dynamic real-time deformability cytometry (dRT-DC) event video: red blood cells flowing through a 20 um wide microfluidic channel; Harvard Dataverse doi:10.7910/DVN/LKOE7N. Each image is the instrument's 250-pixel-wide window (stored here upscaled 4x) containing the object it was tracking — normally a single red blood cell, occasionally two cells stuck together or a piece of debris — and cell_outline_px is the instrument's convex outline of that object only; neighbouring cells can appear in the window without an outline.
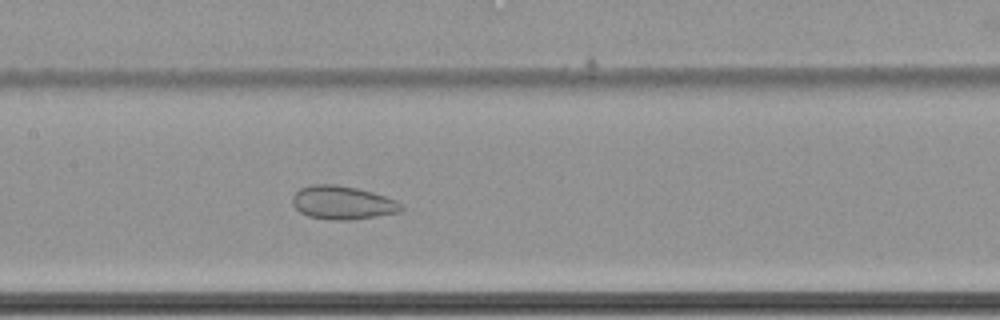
{"species": "common noctule bat (a hibernating species)", "species_latin": "Nyctalus noctula", "temperature_condition": "cold", "stored_images_in_passage": 66, "camera_frame_rate_fps": 3000, "um_per_image_px": 0.085, "animal": {"sex": "female", "body_mass_g": 22.7, "forearm_length_mm": 54.2}, "frame": {"image": 1, "passage_image": 36, "time_ms": 11.667, "image_size_px": [1000, 320], "cell_outline_px": [[404, 208], [400, 212], [352, 220], [332, 220], [308, 216], [300, 212], [292, 204], [292, 196], [300, 188], [312, 184], [336, 184], [356, 188], [372, 192], [396, 200]], "centroid_in_image_um": [29.1, 17.23], "position_along_channel_um": 178.3, "area_um2": 21.21}}
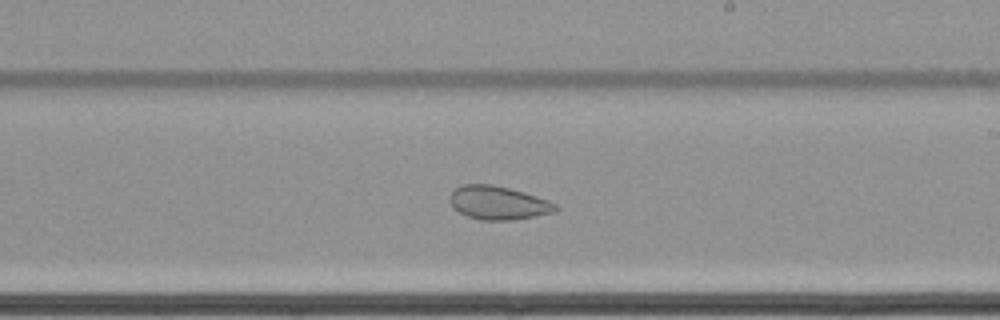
{"frame": {"image": 2, "passage_image": 42, "time_ms": 13.667, "image_size_px": [1000, 320], "cell_outline_px": [[560, 208], [556, 212], [512, 220], [480, 220], [468, 216], [452, 208], [452, 192], [460, 184], [492, 184], [508, 188], [536, 196], [548, 200], [556, 204]], "centroid_in_image_um": [42.38, 17.24], "position_along_channel_um": 246.6, "area_um2": 20.46}}
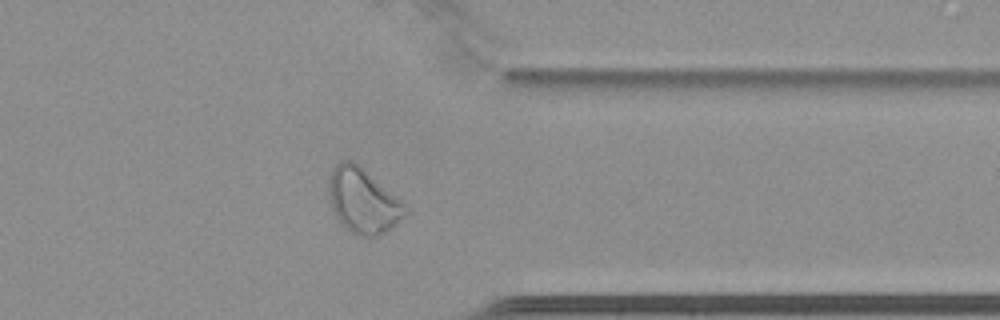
{"frame": {"image": 3, "passage_image": 54, "time_ms": 17.667, "image_size_px": [1000, 320], "cell_outline_px": [[408, 212], [396, 224], [384, 232], [376, 236], [356, 236], [344, 228], [340, 224], [332, 212], [328, 196], [328, 180], [332, 168], [336, 164], [344, 160], [352, 160], [360, 164], [400, 200], [408, 208]], "centroid_in_image_um": [30.8, 17.06], "position_along_channel_um": 380.6, "area_um2": 29.25}}